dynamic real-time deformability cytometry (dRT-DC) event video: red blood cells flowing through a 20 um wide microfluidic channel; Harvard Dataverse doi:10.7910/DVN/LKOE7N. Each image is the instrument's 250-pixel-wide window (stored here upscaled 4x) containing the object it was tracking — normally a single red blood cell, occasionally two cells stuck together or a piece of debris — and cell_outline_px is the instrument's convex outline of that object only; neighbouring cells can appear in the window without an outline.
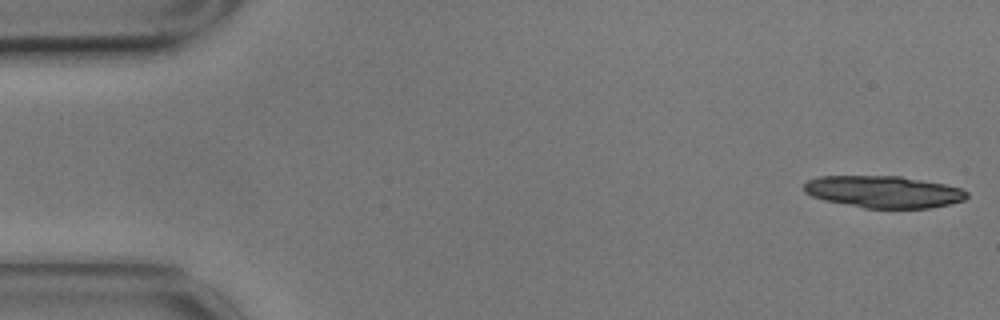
{"species": "common noctule bat (a hibernating species)", "species_latin": "Nyctalus noctula", "temperature_condition": "cold", "stored_images_in_passage": 20, "camera_frame_rate_fps": 3000, "um_per_image_px": 0.085, "animal": {"sex": "male", "body_mass_g": 17.9}, "frame": {"image": 1, "passage_image": 1, "time_ms": 0.0, "image_size_px": [1000, 320], "cell_outline_px": [[968, 196], [964, 200], [948, 204], [928, 208], [864, 208], [824, 200], [812, 196], [804, 192], [804, 184], [808, 180], [820, 176], [900, 176], [944, 184], [960, 188], [968, 192]], "centroid_in_image_um": [75.09, 16.3], "position_along_channel_um": 9.9, "area_um2": 30.23}}